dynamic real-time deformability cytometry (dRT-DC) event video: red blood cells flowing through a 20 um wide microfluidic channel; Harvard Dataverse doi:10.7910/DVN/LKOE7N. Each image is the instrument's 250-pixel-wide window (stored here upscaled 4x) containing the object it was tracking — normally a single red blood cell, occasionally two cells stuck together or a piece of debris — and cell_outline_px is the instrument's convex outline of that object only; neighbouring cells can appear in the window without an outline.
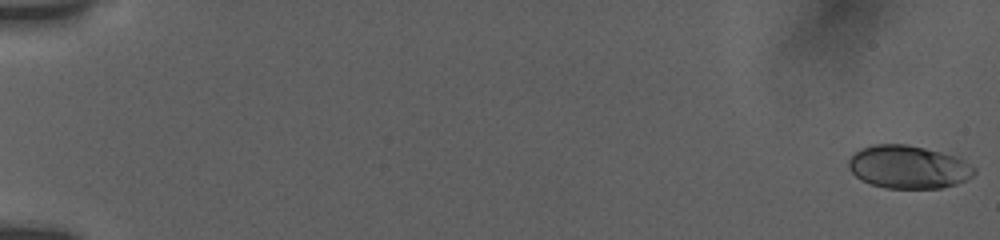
{"species": "human", "species_latin": "Homo sapiens", "temperature_condition": "room temperature", "stored_images_in_passage": 17, "camera_frame_rate_fps": 3000, "um_per_image_px": 0.085, "donor": {"sex": "female"}, "frame": {"image": 1, "passage_image": 1, "time_ms": 0.0, "image_size_px": [1000, 240], "cell_outline_px": [[976, 172], [972, 176], [956, 184], [940, 188], [888, 188], [872, 184], [860, 180], [848, 168], [848, 160], [860, 148], [872, 144], [908, 144], [956, 156], [964, 160], [976, 168]], "centroid_in_image_um": [77.2, 14.19], "position_along_channel_um": 7.8, "area_um2": 31.5}}
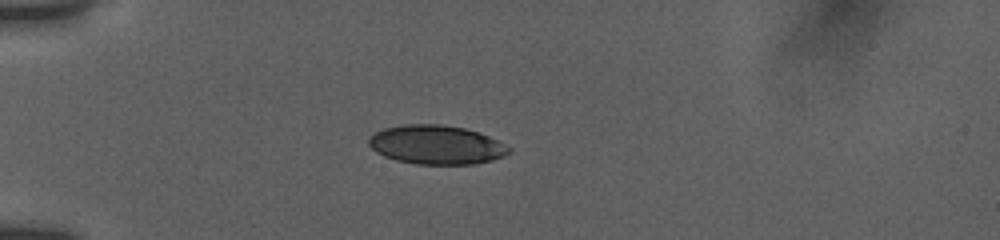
{"frame": {"image": 2, "passage_image": 12, "time_ms": 5.333, "image_size_px": [1000, 240], "cell_outline_px": [[512, 152], [504, 156], [492, 160], [472, 164], [416, 164], [396, 160], [384, 156], [376, 152], [368, 144], [368, 140], [376, 132], [384, 128], [404, 124], [440, 124], [464, 128], [488, 136], [512, 148]], "centroid_in_image_um": [37.09, 12.31], "position_along_channel_um": 47.9, "area_um2": 31.73}}
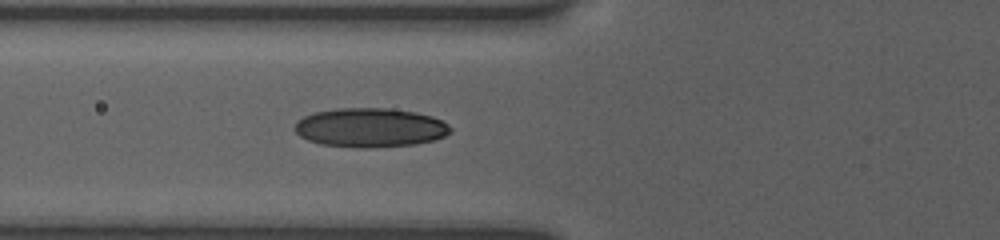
{"frame": {"image": 3, "passage_image": 17, "time_ms": 7.333, "image_size_px": [1000, 240], "cell_outline_px": [[452, 132], [436, 140], [416, 144], [368, 148], [356, 148], [320, 144], [308, 140], [300, 136], [292, 128], [296, 120], [304, 116], [316, 112], [336, 108], [388, 108], [412, 112], [432, 116], [448, 124], [452, 128]], "centroid_in_image_um": [31.44, 10.85], "position_along_channel_um": 94.4, "area_um2": 35.78}}